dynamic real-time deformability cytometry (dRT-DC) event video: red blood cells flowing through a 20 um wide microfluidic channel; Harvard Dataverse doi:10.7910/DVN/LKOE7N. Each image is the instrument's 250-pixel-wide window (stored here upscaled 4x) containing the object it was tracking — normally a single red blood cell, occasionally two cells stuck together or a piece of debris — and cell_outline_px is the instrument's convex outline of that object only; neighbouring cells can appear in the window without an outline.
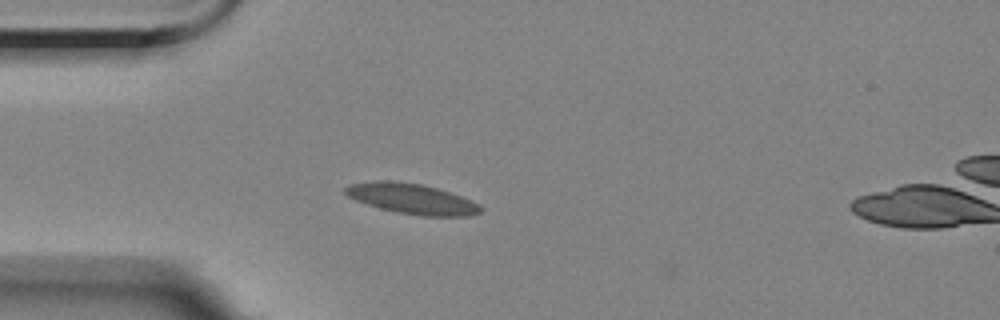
{"species": "Egyptian fruit bat (a non-hibernating species)", "species_latin": "Rousettus aegyptiacus", "temperature_condition": "room temperature", "stored_images_in_passage": 2, "camera_frame_rate_fps": 3000, "um_per_image_px": 0.085, "animal": {"sex": "female"}, "frame": {"image": 1, "passage_image": 1, "time_ms": 0.0, "image_size_px": [1000, 320], "cell_outline_px": [[484, 208], [480, 212], [472, 216], [420, 216], [396, 212], [380, 208], [356, 200], [348, 196], [344, 192], [344, 188], [352, 184], [376, 180], [392, 180], [420, 184], [436, 188], [460, 196], [480, 204]], "centroid_in_image_um": [35.02, 16.9], "position_along_channel_um": 50.0, "area_um2": 23.81}}